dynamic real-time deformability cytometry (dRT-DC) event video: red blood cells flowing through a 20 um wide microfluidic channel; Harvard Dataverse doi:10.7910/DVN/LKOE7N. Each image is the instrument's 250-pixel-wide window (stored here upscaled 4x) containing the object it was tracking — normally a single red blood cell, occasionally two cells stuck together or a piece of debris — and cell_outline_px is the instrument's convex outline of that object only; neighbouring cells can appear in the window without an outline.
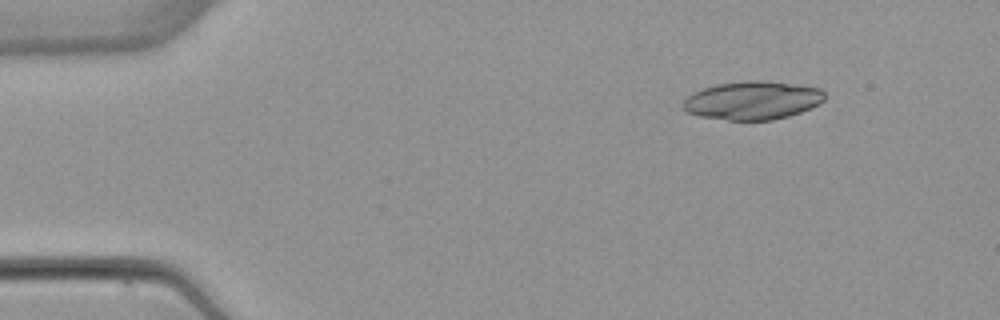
{"species": "common noctule bat (a hibernating species)", "species_latin": "Nyctalus noctula", "temperature_condition": "warm", "stored_images_in_passage": 4, "camera_frame_rate_fps": 3000, "um_per_image_px": 0.085, "animal": {"sex": "female", "body_mass_g": 22.7, "forearm_length_mm": 54.2}, "frame": {"image": 1, "passage_image": 2, "time_ms": 1.333, "image_size_px": [1000, 320], "cell_outline_px": [[824, 100], [820, 104], [812, 108], [788, 116], [772, 120], [728, 120], [700, 116], [688, 112], [684, 108], [684, 100], [692, 92], [716, 84], [748, 80], [764, 80], [820, 88], [824, 92]], "centroid_in_image_um": [63.98, 8.53], "position_along_channel_um": 21.0, "area_um2": 31.62}}